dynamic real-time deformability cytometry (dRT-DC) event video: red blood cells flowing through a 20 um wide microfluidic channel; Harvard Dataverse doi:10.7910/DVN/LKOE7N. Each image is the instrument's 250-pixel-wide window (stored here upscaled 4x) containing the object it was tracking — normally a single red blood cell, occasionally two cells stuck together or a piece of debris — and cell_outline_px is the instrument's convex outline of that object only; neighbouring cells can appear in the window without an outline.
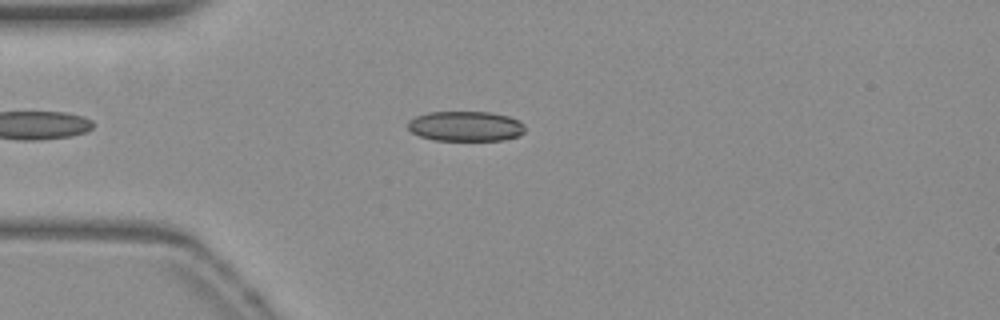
{"species": "common noctule bat (a hibernating species)", "species_latin": "Nyctalus noctula", "temperature_condition": "warm", "stored_images_in_passage": 42, "camera_frame_rate_fps": 3000, "um_per_image_px": 0.085, "animal": {"sex": "female", "body_mass_g": 19.3, "forearm_length_mm": 54.1}, "frame": {"image": 1, "passage_image": 6, "time_ms": 1.667, "image_size_px": [1000, 320], "cell_outline_px": [[524, 132], [516, 136], [504, 140], [432, 140], [420, 136], [412, 132], [408, 128], [408, 120], [416, 116], [428, 112], [488, 112], [508, 116], [524, 124]], "centroid_in_image_um": [39.54, 10.73], "position_along_channel_um": 45.5, "area_um2": 20.4}}
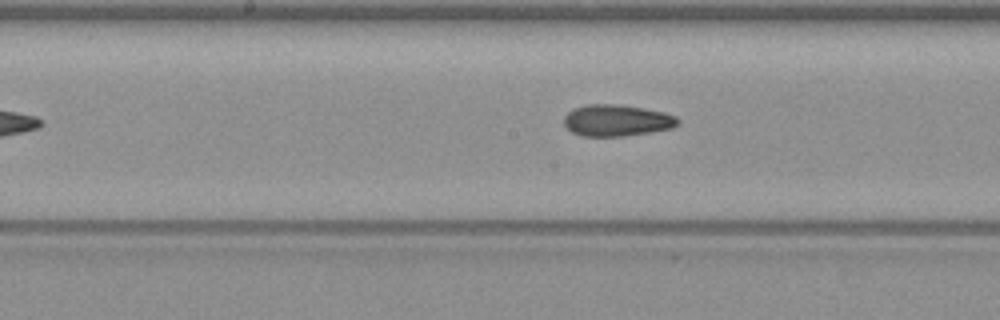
{"frame": {"image": 2, "passage_image": 19, "time_ms": 6.0, "image_size_px": [1000, 320], "cell_outline_px": [[680, 120], [672, 128], [624, 136], [580, 136], [572, 132], [564, 124], [564, 116], [568, 112], [576, 108], [588, 104], [620, 104], [644, 108], [664, 112], [676, 116]], "centroid_in_image_um": [52.42, 10.23], "position_along_channel_um": 195.8, "area_um2": 20.87}}
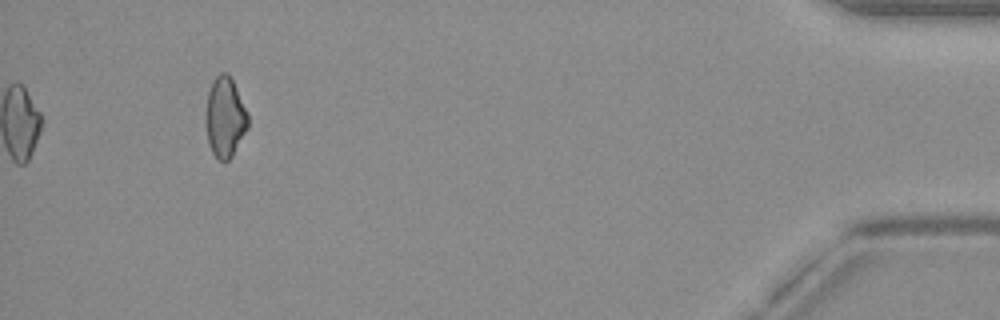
{"frame": {"image": 3, "passage_image": 42, "time_ms": 13.667, "image_size_px": [1000, 320], "cell_outline_px": [[248, 128], [232, 156], [228, 160], [220, 160], [212, 152], [208, 144], [204, 120], [204, 116], [208, 92], [216, 76], [220, 72], [228, 72], [236, 88], [248, 116]], "centroid_in_image_um": [19.09, 9.97], "position_along_channel_um": 416.1, "area_um2": 19.71}, "authors_computed_cell_mechanics": {"area_um2": 20.519, "velocity_mm_per_s": 3.8549, "shape_relaxation_time_tau1_ms": null, "shape_relaxation_time_tau2_ms": 2.29, "deformation_change_tau1": null, "deformation_change_tau2": 0.0783}}